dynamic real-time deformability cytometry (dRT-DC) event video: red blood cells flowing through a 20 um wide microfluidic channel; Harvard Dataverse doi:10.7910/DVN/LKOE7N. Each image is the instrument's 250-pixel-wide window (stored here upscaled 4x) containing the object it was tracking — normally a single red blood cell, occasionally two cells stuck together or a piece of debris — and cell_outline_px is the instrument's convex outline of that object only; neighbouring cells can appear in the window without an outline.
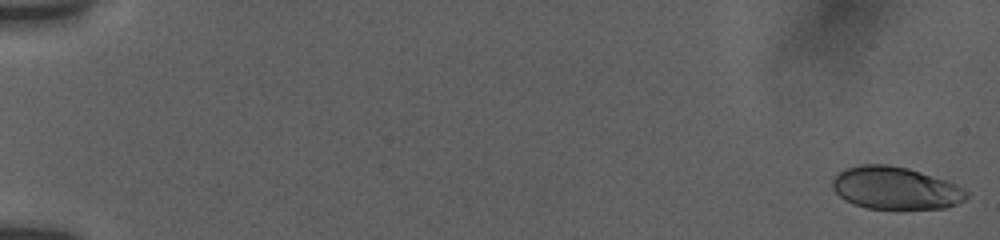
{"species": "human", "species_latin": "Homo sapiens", "temperature_condition": "room temperature", "stored_images_in_passage": 12, "camera_frame_rate_fps": 3000, "um_per_image_px": 0.085, "donor": {"sex": "female"}, "frame": {"image": 1, "passage_image": 1, "time_ms": 0.0, "image_size_px": [1000, 240], "cell_outline_px": [[968, 196], [964, 200], [956, 204], [944, 208], [868, 208], [844, 200], [832, 188], [832, 180], [844, 168], [860, 164], [888, 164], [908, 168], [948, 180], [964, 188], [968, 192]], "centroid_in_image_um": [76.13, 15.96], "position_along_channel_um": 8.9, "area_um2": 33.18}}
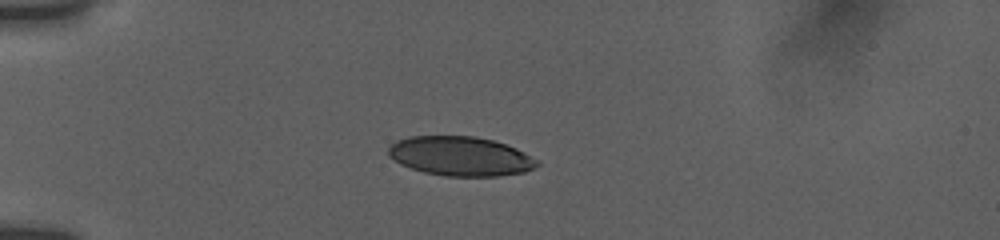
{"frame": {"image": 2, "passage_image": 9, "time_ms": 5.0, "image_size_px": [1000, 240], "cell_outline_px": [[540, 164], [524, 172], [500, 176], [444, 176], [424, 172], [400, 164], [388, 156], [388, 148], [396, 140], [408, 136], [476, 136], [492, 140], [516, 148], [540, 160]], "centroid_in_image_um": [39.14, 13.27], "position_along_channel_um": 45.9, "area_um2": 34.22}}